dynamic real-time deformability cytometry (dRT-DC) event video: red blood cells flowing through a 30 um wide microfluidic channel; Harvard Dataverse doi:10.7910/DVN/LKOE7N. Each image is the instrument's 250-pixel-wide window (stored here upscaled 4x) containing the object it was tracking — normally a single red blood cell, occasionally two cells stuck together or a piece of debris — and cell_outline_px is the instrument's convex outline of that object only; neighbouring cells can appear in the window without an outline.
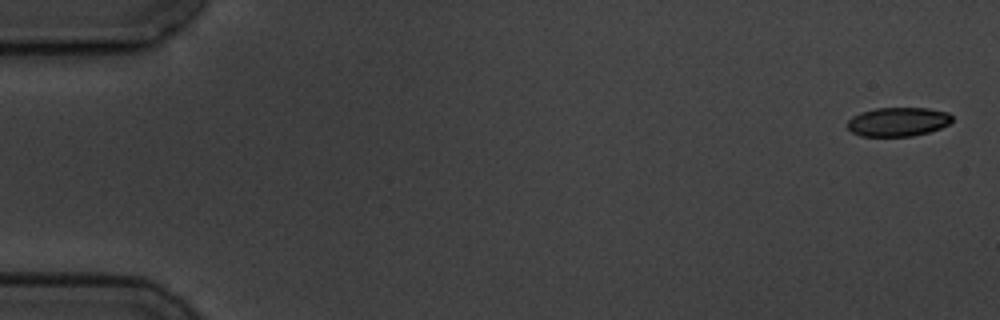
{"species": "common noctule bat (a hibernating species)", "species_latin": "Nyctalus noctula", "temperature_condition": "cold", "stored_images_in_passage": 13, "camera_frame_rate_fps": 3000, "um_per_image_px": 0.085, "animal": {"sex": "male", "body_mass_g": 19.5, "forearm_length_mm": 54.6}, "frame": {"image": 1, "passage_image": 1, "time_ms": 0.0, "image_size_px": [1000, 320], "cell_outline_px": [[952, 120], [948, 124], [940, 128], [928, 132], [912, 136], [860, 136], [852, 132], [848, 128], [848, 120], [852, 116], [860, 112], [876, 108], [928, 108], [948, 112], [952, 116]], "centroid_in_image_um": [76.32, 10.35], "position_along_channel_um": 8.7, "area_um2": 17.69}}
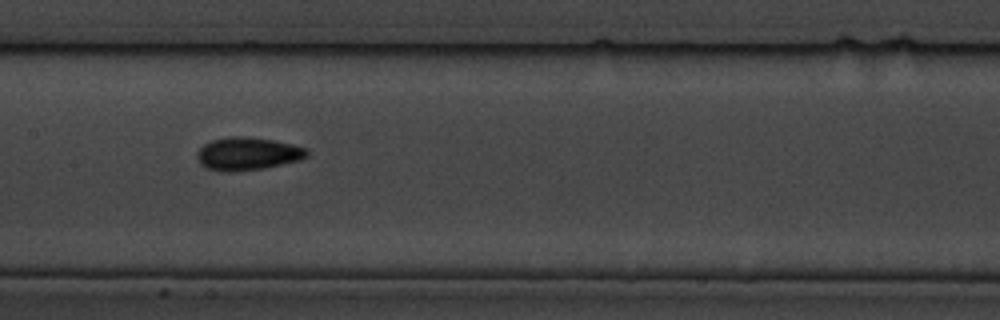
{"frame": {"image": 2, "passage_image": 8, "time_ms": 9.0, "image_size_px": [1000, 320], "cell_outline_px": [[308, 156], [300, 160], [264, 168], [232, 172], [220, 172], [204, 168], [196, 160], [196, 152], [204, 144], [212, 140], [236, 136], [240, 136], [272, 140], [292, 144], [308, 148]], "centroid_in_image_um": [21.01, 13.09], "position_along_channel_um": 186.4, "area_um2": 21.21}}
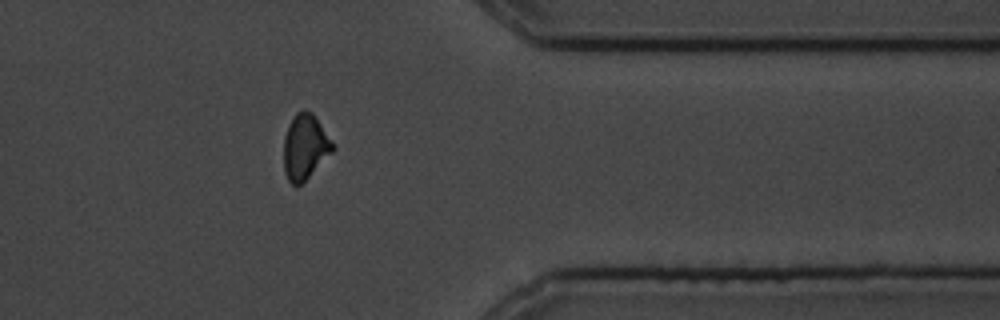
{"frame": {"image": 3, "passage_image": 13, "time_ms": 15.0, "image_size_px": [1000, 320], "cell_outline_px": [[332, 152], [300, 184], [292, 184], [288, 180], [284, 172], [284, 136], [288, 124], [296, 112], [312, 112], [320, 124], [332, 144]], "centroid_in_image_um": [25.87, 12.48], "position_along_channel_um": 385.5, "area_um2": 17.86}, "authors_computed_cell_mechanics": {"area_um2": 19.1896, "velocity_mm_per_s": 3.5309, "shape_relaxation_time_tau1_ms": 3.4256, "shape_relaxation_time_tau2_ms": null, "deformation_change_tau1": 0.0927, "deformation_change_tau2": null}}